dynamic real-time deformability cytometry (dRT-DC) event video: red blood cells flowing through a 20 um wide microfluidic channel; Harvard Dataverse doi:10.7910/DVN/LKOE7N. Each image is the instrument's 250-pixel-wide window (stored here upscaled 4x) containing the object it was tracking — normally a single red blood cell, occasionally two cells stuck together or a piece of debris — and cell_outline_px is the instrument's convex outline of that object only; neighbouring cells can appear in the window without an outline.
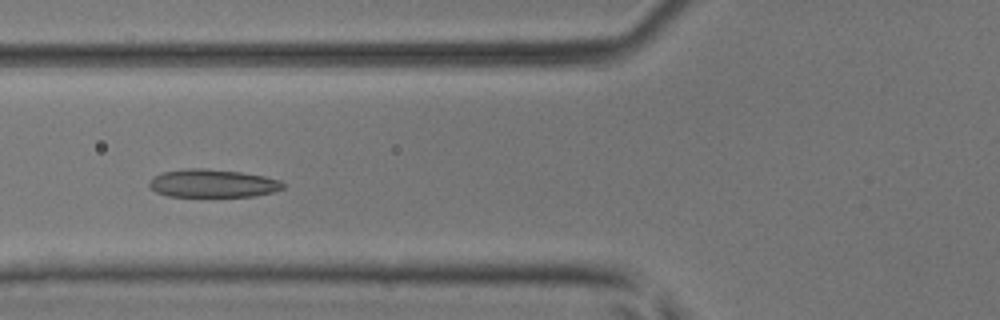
{"species": "common noctule bat (a hibernating species)", "species_latin": "Nyctalus noctula", "temperature_condition": "room temperature", "stored_images_in_passage": 50, "segment_of_instrument_passage": [1, 2], "camera_frame_rate_fps": 3000, "um_per_image_px": 0.085, "animal": {"sex": "male", "body_mass_g": 17.9, "forearm_length_mm": 54.2}, "frame": {"image": 1, "passage_image": 18, "time_ms": 5.667, "image_size_px": [1000, 320], "cell_outline_px": [[284, 188], [272, 192], [252, 196], [168, 196], [156, 192], [148, 184], [156, 176], [164, 172], [188, 168], [204, 168], [240, 172], [264, 176], [280, 180], [284, 184]], "centroid_in_image_um": [18.1, 15.58], "position_along_channel_um": 107.7, "area_um2": 21.56}}
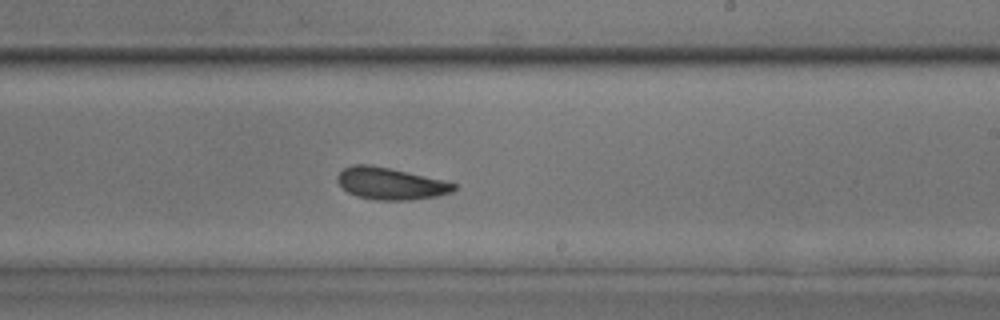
{"frame": {"image": 2, "passage_image": 29, "time_ms": 9.333, "image_size_px": [1000, 320], "cell_outline_px": [[456, 188], [452, 192], [436, 196], [408, 200], [376, 200], [356, 196], [348, 192], [336, 180], [336, 176], [344, 168], [352, 164], [368, 164], [388, 168], [444, 180], [456, 184]], "centroid_in_image_um": [33.17, 15.6], "position_along_channel_um": 255.8, "area_um2": 21.5}}
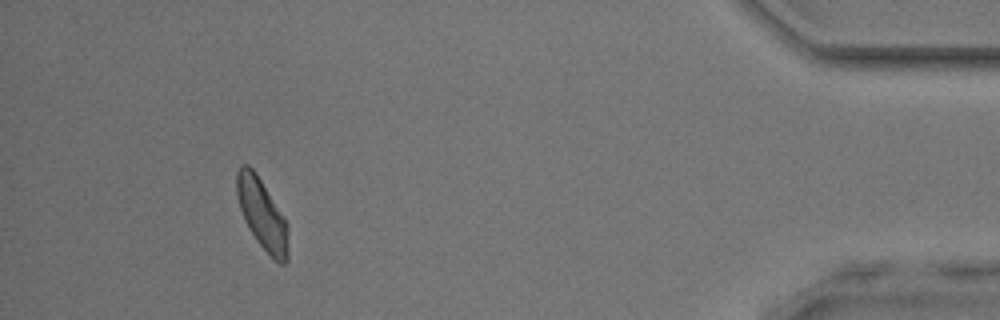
{"frame": {"image": 3, "passage_image": 45, "time_ms": 14.667, "image_size_px": [1000, 320], "cell_outline_px": [[288, 260], [284, 264], [280, 264], [256, 240], [248, 228], [240, 208], [236, 192], [236, 172], [240, 164], [248, 164], [256, 172], [284, 216], [288, 224]], "centroid_in_image_um": [22.28, 18.16], "position_along_channel_um": 412.9, "area_um2": 21.15}}